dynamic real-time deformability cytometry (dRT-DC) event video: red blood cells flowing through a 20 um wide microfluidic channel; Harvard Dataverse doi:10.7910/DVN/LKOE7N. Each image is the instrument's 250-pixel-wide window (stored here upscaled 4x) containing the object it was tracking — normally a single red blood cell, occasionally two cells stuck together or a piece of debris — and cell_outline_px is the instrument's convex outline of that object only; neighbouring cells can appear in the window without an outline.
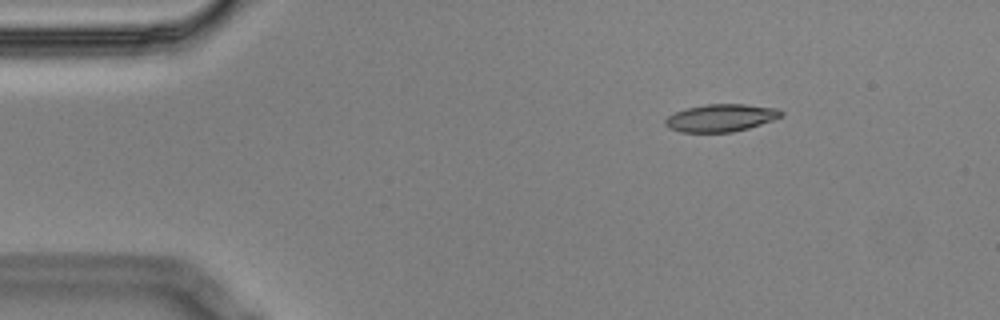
{"species": "Egyptian fruit bat (a non-hibernating species)", "species_latin": "Rousettus aegyptiacus", "temperature_condition": "cold", "stored_images_in_passage": 3, "camera_frame_rate_fps": 3000, "um_per_image_px": 0.085, "animal": {"sex": "male"}, "frame": {"image": 1, "passage_image": 1, "time_ms": 0.0, "image_size_px": [1000, 320], "cell_outline_px": [[784, 116], [748, 128], [732, 132], [680, 132], [668, 128], [664, 124], [664, 120], [668, 116], [676, 112], [688, 108], [708, 104], [744, 104], [776, 108], [784, 112]], "centroid_in_image_um": [61.27, 10.02], "position_along_channel_um": 23.7, "area_um2": 18.5}}